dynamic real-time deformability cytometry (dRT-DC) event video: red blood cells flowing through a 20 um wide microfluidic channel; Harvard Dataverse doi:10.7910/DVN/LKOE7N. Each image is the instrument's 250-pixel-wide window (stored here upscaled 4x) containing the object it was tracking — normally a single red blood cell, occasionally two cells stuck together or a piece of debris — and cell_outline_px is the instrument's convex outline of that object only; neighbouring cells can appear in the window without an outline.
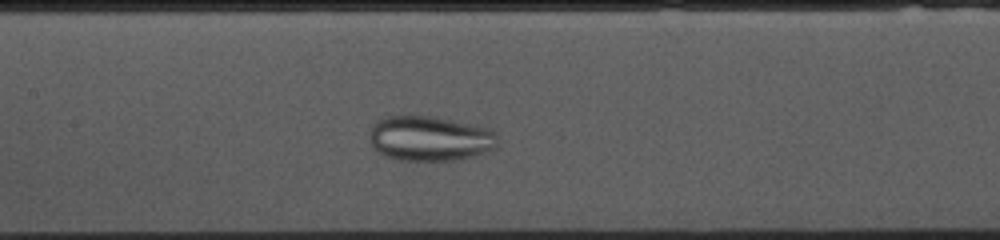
{"species": "common noctule bat (a hibernating species)", "species_latin": "Nyctalus noctula", "temperature_condition": "cold", "stored_images_in_passage": 38, "camera_frame_rate_fps": 3000, "um_per_image_px": 0.085, "animal": {"sex": "female", "body_mass_g": 10.0, "forearm_length_mm": 53.1}, "frame": {"image": 1, "passage_image": 19, "time_ms": 6.0, "image_size_px": [1000, 240], "cell_outline_px": [[496, 144], [492, 148], [484, 152], [472, 156], [452, 160], [400, 160], [384, 156], [372, 148], [368, 136], [376, 120], [388, 116], [432, 116], [452, 120], [488, 128], [496, 136]], "centroid_in_image_um": [36.45, 11.77], "position_along_channel_um": 170.9, "area_um2": 33.29}}
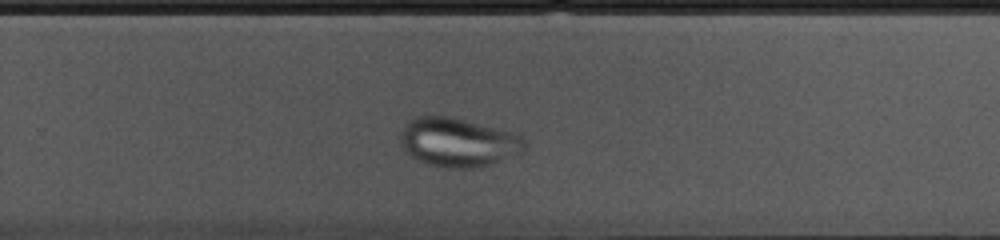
{"frame": {"image": 2, "passage_image": 29, "time_ms": 9.333, "image_size_px": [1000, 240], "cell_outline_px": [[524, 148], [520, 152], [492, 164], [480, 168], [452, 168], [428, 164], [412, 156], [404, 148], [400, 140], [400, 132], [404, 124], [408, 120], [416, 116], [444, 116], [464, 120], [512, 132], [520, 136], [524, 140]], "centroid_in_image_um": [38.9, 12.09], "position_along_channel_um": 290.9, "area_um2": 34.91}}
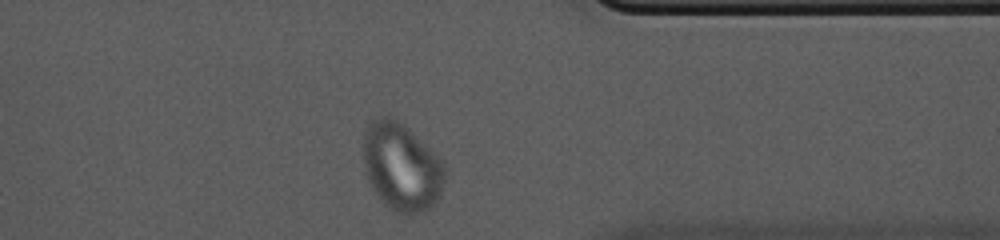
{"frame": {"image": 3, "passage_image": 37, "time_ms": 12.0, "image_size_px": [1000, 240], "cell_outline_px": [[444, 180], [440, 192], [436, 200], [424, 212], [396, 212], [388, 208], [384, 204], [372, 188], [368, 180], [364, 160], [364, 132], [368, 124], [372, 120], [380, 116], [388, 116], [404, 124], [440, 156], [444, 160]], "centroid_in_image_um": [34.13, 14.15], "position_along_channel_um": 377.3, "area_um2": 41.5}}